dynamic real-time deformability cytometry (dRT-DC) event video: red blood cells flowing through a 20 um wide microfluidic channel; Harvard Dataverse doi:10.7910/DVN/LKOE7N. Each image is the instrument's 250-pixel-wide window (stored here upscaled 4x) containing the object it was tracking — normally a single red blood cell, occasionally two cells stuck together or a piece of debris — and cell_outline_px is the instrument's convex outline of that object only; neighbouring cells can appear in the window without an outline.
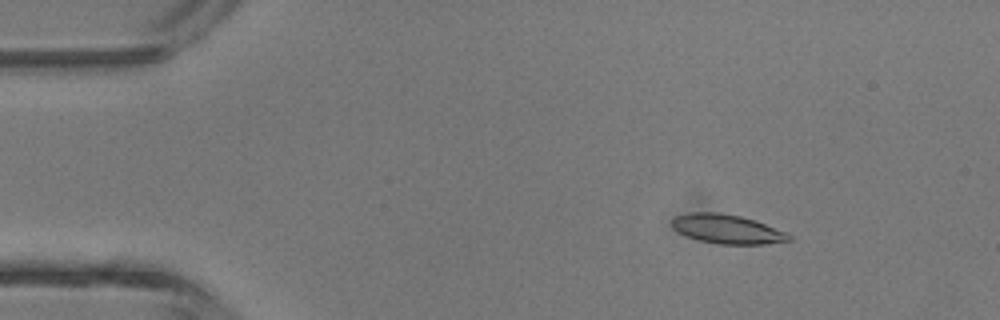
{"species": "common noctule bat (a hibernating species)", "species_latin": "Nyctalus noctula", "temperature_condition": "room temperature", "stored_images_in_passage": 4, "camera_frame_rate_fps": 3000, "um_per_image_px": 0.085, "animal": {"sex": "male", "body_mass_g": 13.3}, "frame": {"image": 1, "passage_image": 3, "time_ms": 2.0, "image_size_px": [1000, 320], "cell_outline_px": [[792, 240], [764, 244], [720, 244], [700, 240], [688, 236], [672, 228], [672, 220], [676, 216], [688, 212], [716, 212], [740, 216], [756, 220], [788, 232], [792, 236]], "centroid_in_image_um": [61.85, 19.46], "position_along_channel_um": 23.1, "area_um2": 19.88}}